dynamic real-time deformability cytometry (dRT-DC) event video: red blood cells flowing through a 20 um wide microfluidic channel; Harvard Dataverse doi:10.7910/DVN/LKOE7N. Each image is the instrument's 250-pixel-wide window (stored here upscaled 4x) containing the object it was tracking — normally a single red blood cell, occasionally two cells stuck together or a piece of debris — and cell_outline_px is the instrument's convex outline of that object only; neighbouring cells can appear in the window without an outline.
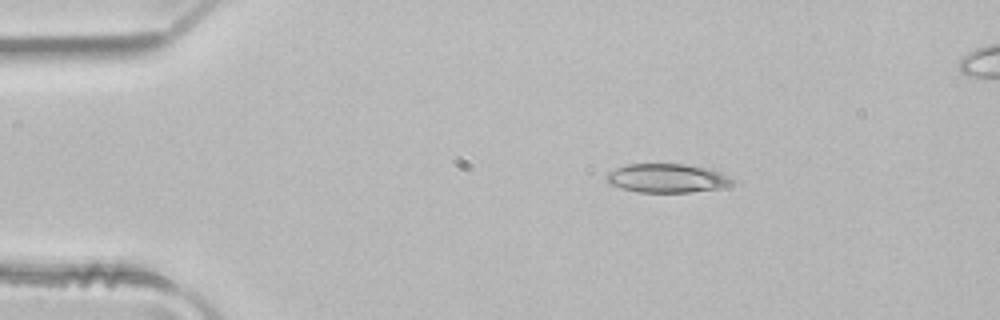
{"species": "common noctule bat (a hibernating species)", "species_latin": "Nyctalus noctula", "temperature_condition": "room temperature", "stored_images_in_passage": 2, "camera_frame_rate_fps": 3000, "um_per_image_px": 0.085, "animal": {"sex": "male", "body_mass_g": 21.5, "forearm_length_mm": 52.0}, "frame": {"image": 1, "passage_image": 1, "time_ms": 0.0, "image_size_px": [1000, 320], "cell_outline_px": [[736, 180], [720, 188], [692, 192], [636, 192], [608, 184], [604, 176], [608, 172], [616, 168], [628, 164], [688, 164], [708, 168], [732, 176]], "centroid_in_image_um": [56.69, 15.14], "position_along_channel_um": 28.3, "area_um2": 21.33}}